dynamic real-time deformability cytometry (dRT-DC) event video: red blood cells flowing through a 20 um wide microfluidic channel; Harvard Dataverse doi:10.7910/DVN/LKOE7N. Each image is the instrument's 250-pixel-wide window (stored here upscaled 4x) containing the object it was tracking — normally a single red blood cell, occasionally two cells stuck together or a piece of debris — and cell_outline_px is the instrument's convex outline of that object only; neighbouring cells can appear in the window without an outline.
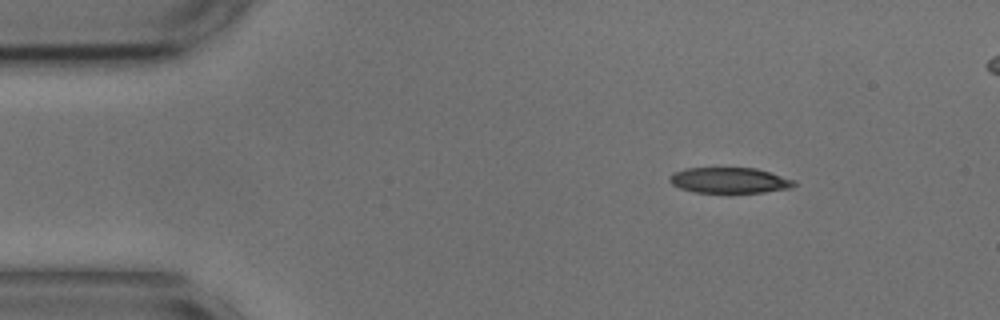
{"species": "common noctule bat (a hibernating species)", "species_latin": "Nyctalus noctula", "temperature_condition": "cold", "stored_images_in_passage": 6, "camera_frame_rate_fps": 3000, "um_per_image_px": 0.085, "animal": {"sex": "male", "body_mass_g": 17.9, "forearm_length_mm": 54.2}, "frame": {"image": 1, "passage_image": 1, "time_ms": 0.0, "image_size_px": [1000, 320], "cell_outline_px": [[796, 184], [792, 188], [764, 192], [732, 196], [728, 196], [696, 192], [680, 188], [672, 184], [668, 180], [668, 176], [672, 172], [684, 168], [756, 168], [796, 180]], "centroid_in_image_um": [61.99, 15.38], "position_along_channel_um": 23.0, "area_um2": 19.71}}